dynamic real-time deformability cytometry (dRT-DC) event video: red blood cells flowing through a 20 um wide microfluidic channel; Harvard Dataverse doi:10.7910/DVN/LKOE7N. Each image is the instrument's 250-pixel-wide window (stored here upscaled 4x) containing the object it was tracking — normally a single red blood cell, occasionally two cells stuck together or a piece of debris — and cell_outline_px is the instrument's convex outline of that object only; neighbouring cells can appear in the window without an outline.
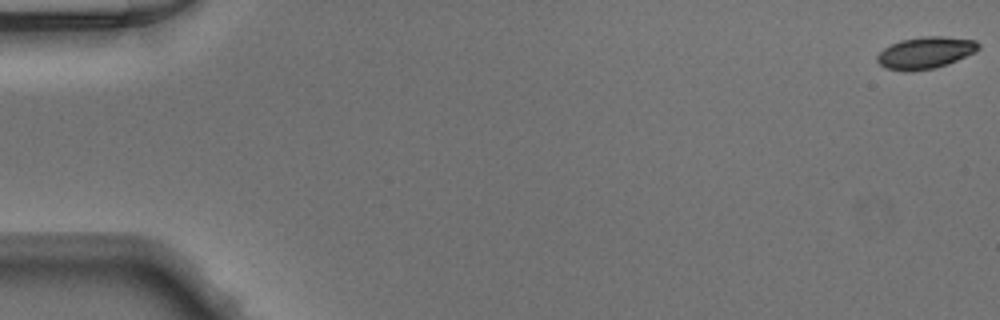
{"species": "Egyptian fruit bat (a non-hibernating species)", "species_latin": "Rousettus aegyptiacus", "temperature_condition": "warm", "stored_images_in_passage": 50, "camera_frame_rate_fps": 3000, "um_per_image_px": 0.085, "animal": {"sex": "male"}, "frame": {"image": 1, "passage_image": 1, "time_ms": 0.0, "image_size_px": [1000, 320], "cell_outline_px": [[980, 48], [976, 52], [948, 64], [932, 68], [908, 72], [904, 72], [884, 68], [876, 60], [876, 56], [884, 48], [900, 40], [924, 36], [944, 36], [976, 40], [980, 44]], "centroid_in_image_um": [78.67, 4.48], "position_along_channel_um": 6.3, "area_um2": 18.96}}
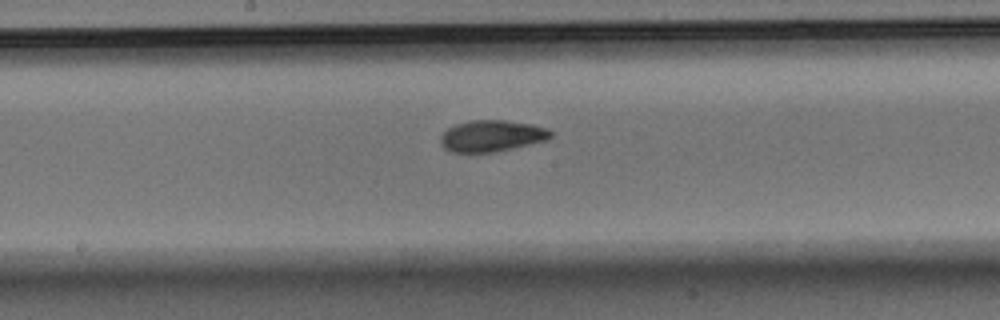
{"frame": {"image": 2, "passage_image": 27, "time_ms": 8.667, "image_size_px": [1000, 320], "cell_outline_px": [[552, 136], [548, 140], [496, 152], [452, 152], [444, 148], [440, 144], [440, 136], [448, 128], [456, 124], [472, 120], [504, 120], [532, 124], [548, 128], [552, 132]], "centroid_in_image_um": [41.81, 11.55], "position_along_channel_um": 206.4, "area_um2": 20.29}}
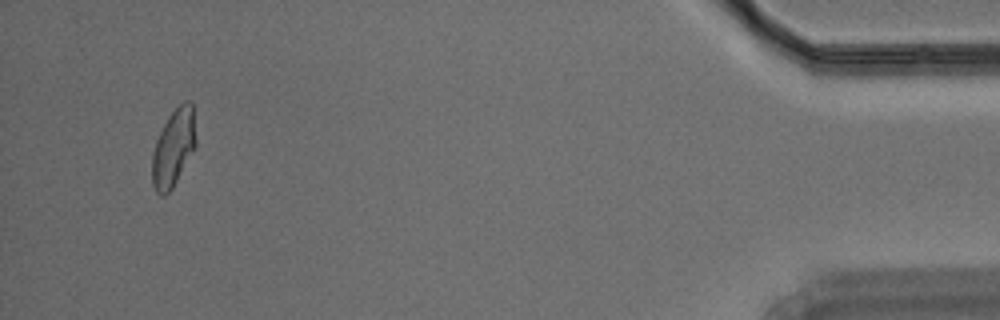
{"frame": {"image": 3, "passage_image": 48, "time_ms": 15.667, "image_size_px": [1000, 320], "cell_outline_px": [[196, 144], [172, 188], [164, 196], [160, 196], [156, 192], [152, 184], [152, 152], [156, 140], [168, 116], [184, 100], [192, 100], [196, 140]], "centroid_in_image_um": [14.73, 12.55], "position_along_channel_um": 420.5, "area_um2": 19.54}}